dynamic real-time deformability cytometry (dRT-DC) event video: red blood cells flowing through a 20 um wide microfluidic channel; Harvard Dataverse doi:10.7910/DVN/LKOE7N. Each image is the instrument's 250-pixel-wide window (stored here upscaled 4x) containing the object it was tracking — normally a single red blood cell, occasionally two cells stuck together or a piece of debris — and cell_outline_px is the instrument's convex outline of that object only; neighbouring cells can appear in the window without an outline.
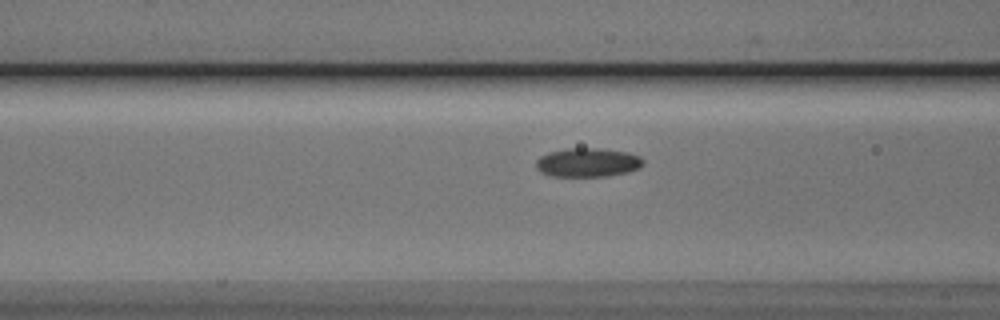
{"species": "Egyptian fruit bat (a non-hibernating species)", "species_latin": "Rousettus aegyptiacus", "temperature_condition": "cold", "stored_images_in_passage": 26, "camera_frame_rate_fps": 3000, "um_per_image_px": 0.085, "animal": {"sex": "male"}, "frame": {"image": 1, "passage_image": 5, "time_ms": 1.333, "image_size_px": [1000, 320], "cell_outline_px": [[644, 164], [640, 168], [628, 172], [608, 176], [552, 176], [540, 172], [536, 168], [536, 160], [540, 156], [548, 152], [568, 148], [596, 148], [628, 152], [640, 156], [644, 160]], "centroid_in_image_um": [49.96, 13.81], "position_along_channel_um": 116.6, "area_um2": 18.21}}
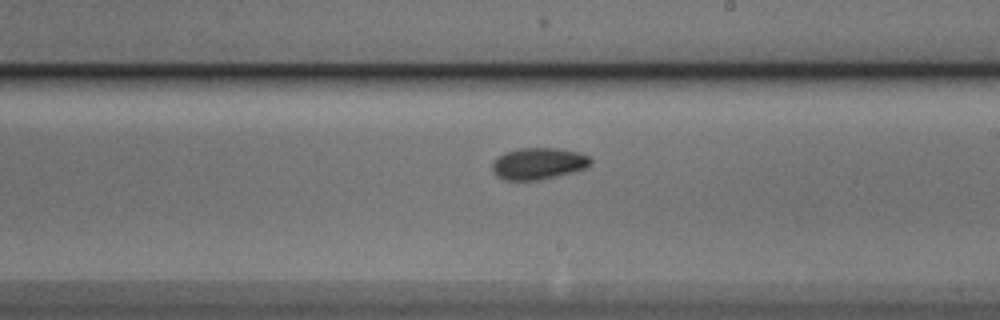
{"frame": {"image": 2, "passage_image": 15, "time_ms": 4.667, "image_size_px": [1000, 320], "cell_outline_px": [[592, 164], [584, 168], [572, 172], [540, 180], [504, 180], [496, 176], [492, 172], [492, 164], [504, 152], [520, 148], [560, 148], [580, 152], [588, 156], [592, 160]], "centroid_in_image_um": [45.77, 13.9], "position_along_channel_um": 243.2, "area_um2": 18.21}}
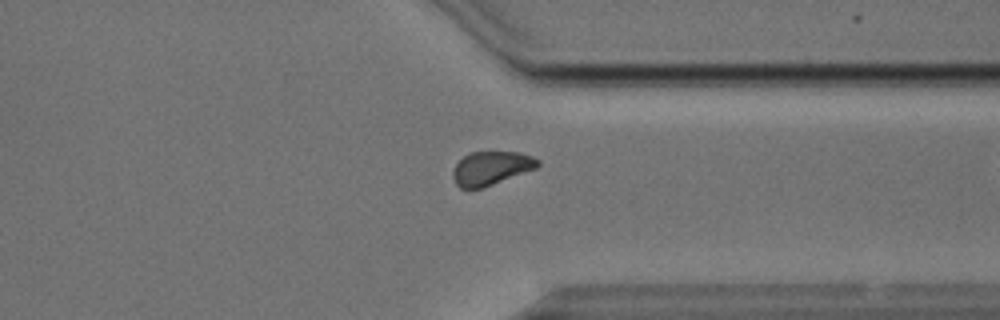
{"frame": {"image": 3, "passage_image": 25, "time_ms": 8.0, "image_size_px": [1000, 320], "cell_outline_px": [[540, 164], [536, 168], [484, 188], [460, 188], [456, 184], [452, 176], [452, 172], [456, 164], [468, 152], [520, 152], [532, 156], [540, 160]], "centroid_in_image_um": [41.75, 14.29], "position_along_channel_um": 369.7, "area_um2": 16.7}}